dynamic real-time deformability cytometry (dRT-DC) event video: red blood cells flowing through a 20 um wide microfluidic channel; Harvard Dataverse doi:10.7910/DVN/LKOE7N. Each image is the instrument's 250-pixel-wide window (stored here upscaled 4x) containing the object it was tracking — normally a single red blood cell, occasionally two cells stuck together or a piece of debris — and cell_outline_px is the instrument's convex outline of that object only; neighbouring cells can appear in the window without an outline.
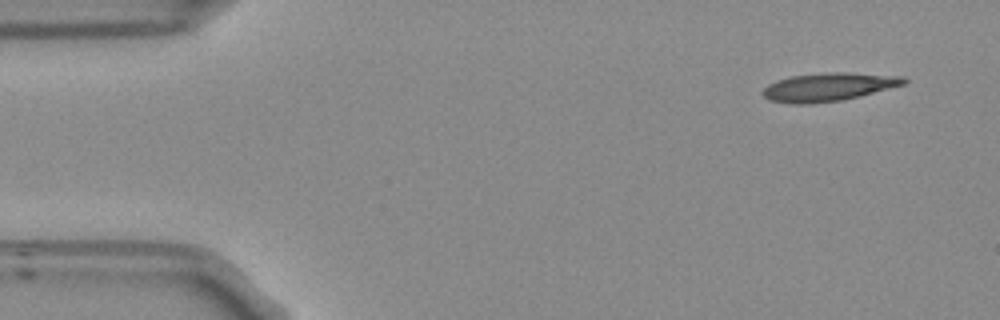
{"species": "Egyptian fruit bat (a non-hibernating species)", "species_latin": "Rousettus aegyptiacus", "temperature_condition": "room temperature", "stored_images_in_passage": 50, "camera_frame_rate_fps": 3000, "um_per_image_px": 0.085, "frame": {"image": 1, "passage_image": 1, "time_ms": 0.0, "image_size_px": [1000, 320], "cell_outline_px": [[908, 80], [904, 84], [860, 96], [840, 100], [808, 104], [792, 104], [768, 100], [760, 92], [768, 84], [776, 80], [792, 76], [832, 72], [848, 72], [904, 76]], "centroid_in_image_um": [70.4, 7.39], "position_along_channel_um": 14.6, "area_um2": 23.24}}
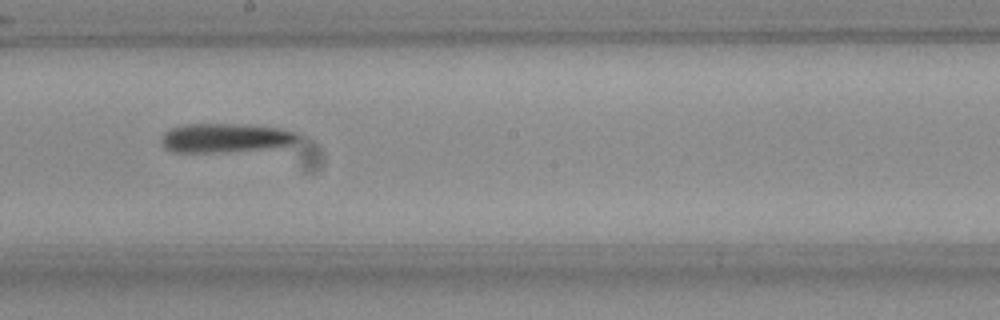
{"frame": {"image": 2, "passage_image": 26, "time_ms": 8.333, "image_size_px": [1000, 320], "cell_outline_px": [[300, 136], [292, 144], [264, 148], [212, 152], [176, 152], [164, 148], [160, 144], [160, 140], [164, 132], [172, 128], [184, 124], [248, 124], [284, 128], [300, 132]], "centroid_in_image_um": [19.16, 11.7], "position_along_channel_um": 229.0, "area_um2": 23.24}}
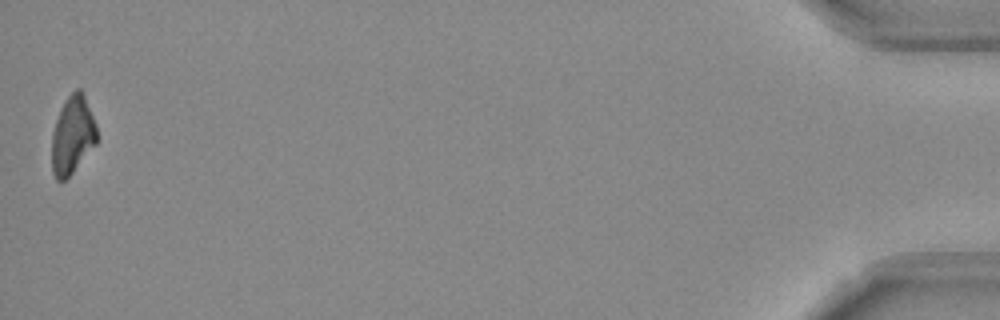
{"frame": {"image": 3, "passage_image": 50, "time_ms": 16.333, "image_size_px": [1000, 320], "cell_outline_px": [[96, 144], [72, 172], [64, 180], [56, 180], [52, 172], [52, 132], [60, 108], [64, 100], [76, 88], [80, 88], [84, 92], [96, 124]], "centroid_in_image_um": [6.16, 11.44], "position_along_channel_um": 429.0, "area_um2": 20.46}}